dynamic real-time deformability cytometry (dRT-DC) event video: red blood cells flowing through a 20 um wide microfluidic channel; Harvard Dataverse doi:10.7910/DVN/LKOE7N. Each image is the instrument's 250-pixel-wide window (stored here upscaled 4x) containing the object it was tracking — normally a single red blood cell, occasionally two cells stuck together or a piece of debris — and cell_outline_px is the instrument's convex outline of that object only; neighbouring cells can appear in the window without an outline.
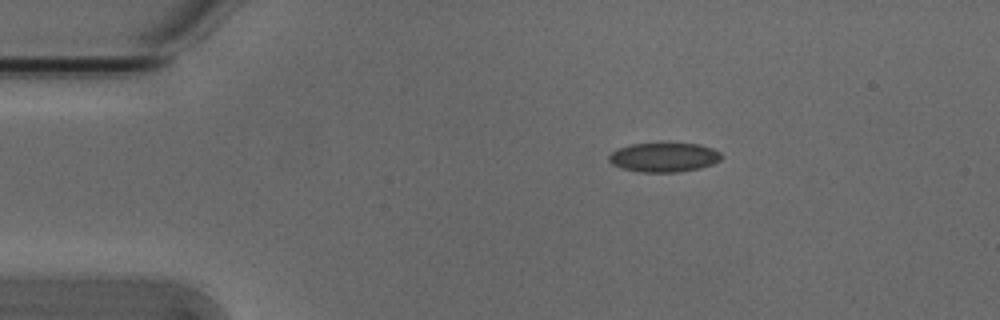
{"species": "Egyptian fruit bat (a non-hibernating species)", "species_latin": "Rousettus aegyptiacus", "temperature_condition": "cold", "stored_images_in_passage": 3, "camera_frame_rate_fps": 3000, "um_per_image_px": 0.085, "animal": {"sex": "male"}, "frame": {"image": 1, "passage_image": 2, "time_ms": 0.333, "image_size_px": [1000, 320], "cell_outline_px": [[724, 156], [720, 160], [712, 164], [700, 168], [680, 172], [640, 172], [620, 168], [612, 164], [608, 160], [608, 156], [612, 152], [620, 148], [632, 144], [660, 140], [668, 140], [700, 144], [712, 148], [720, 152]], "centroid_in_image_um": [56.46, 13.32], "position_along_channel_um": 28.5, "area_um2": 20.23}}